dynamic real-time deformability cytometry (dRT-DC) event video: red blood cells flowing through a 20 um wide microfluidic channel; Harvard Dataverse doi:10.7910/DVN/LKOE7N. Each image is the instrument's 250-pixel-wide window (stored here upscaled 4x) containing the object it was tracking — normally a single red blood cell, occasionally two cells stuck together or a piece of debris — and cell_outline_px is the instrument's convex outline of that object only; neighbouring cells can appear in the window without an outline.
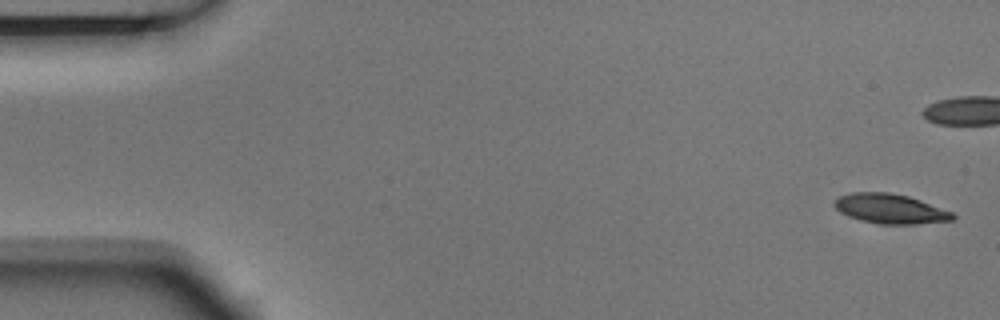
{"species": "Egyptian fruit bat (a non-hibernating species)", "species_latin": "Rousettus aegyptiacus", "temperature_condition": "room temperature", "stored_images_in_passage": 4, "camera_frame_rate_fps": 3000, "um_per_image_px": 0.085, "animal": {"sex": "male"}, "frame": {"image": 1, "passage_image": 1, "time_ms": 0.0, "image_size_px": [1000, 320], "cell_outline_px": [[956, 216], [952, 220], [916, 224], [880, 224], [860, 220], [848, 216], [840, 212], [832, 204], [840, 196], [852, 192], [892, 192], [908, 196], [920, 200], [952, 212]], "centroid_in_image_um": [75.65, 17.74], "position_along_channel_um": 9.3, "area_um2": 20.4}}